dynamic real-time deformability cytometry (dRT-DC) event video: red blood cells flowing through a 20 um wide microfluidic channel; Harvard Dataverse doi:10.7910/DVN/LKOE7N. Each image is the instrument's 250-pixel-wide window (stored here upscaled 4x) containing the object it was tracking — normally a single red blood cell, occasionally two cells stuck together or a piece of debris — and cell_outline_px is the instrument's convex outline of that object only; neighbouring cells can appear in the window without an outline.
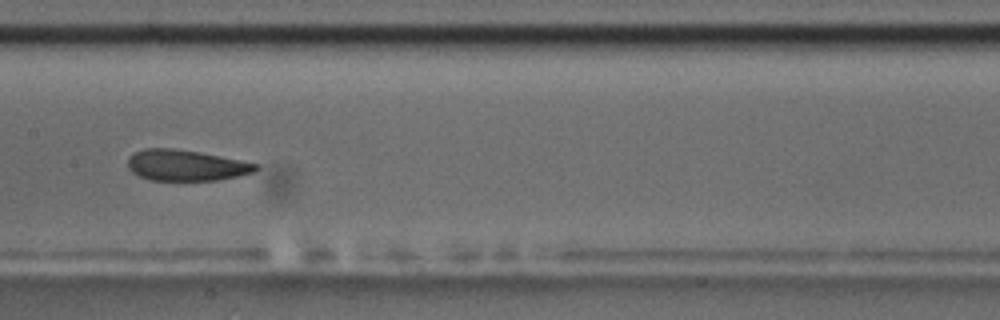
{"species": "common noctule bat (a hibernating species)", "species_latin": "Nyctalus noctula", "temperature_condition": "room temperature", "stored_images_in_passage": 10, "camera_frame_rate_fps": 3000, "um_per_image_px": 0.085, "animal": {"sex": "male", "body_mass_g": 17.5, "forearm_length_mm": 52.3}, "frame": {"image": 1, "passage_image": 9, "time_ms": 9.333, "image_size_px": [1000, 320], "cell_outline_px": [[260, 168], [252, 172], [236, 176], [216, 180], [152, 180], [140, 176], [132, 172], [128, 168], [128, 156], [144, 148], [172, 148], [200, 152], [260, 164]], "centroid_in_image_um": [15.8, 14.04], "position_along_channel_um": 191.6, "area_um2": 22.95}}